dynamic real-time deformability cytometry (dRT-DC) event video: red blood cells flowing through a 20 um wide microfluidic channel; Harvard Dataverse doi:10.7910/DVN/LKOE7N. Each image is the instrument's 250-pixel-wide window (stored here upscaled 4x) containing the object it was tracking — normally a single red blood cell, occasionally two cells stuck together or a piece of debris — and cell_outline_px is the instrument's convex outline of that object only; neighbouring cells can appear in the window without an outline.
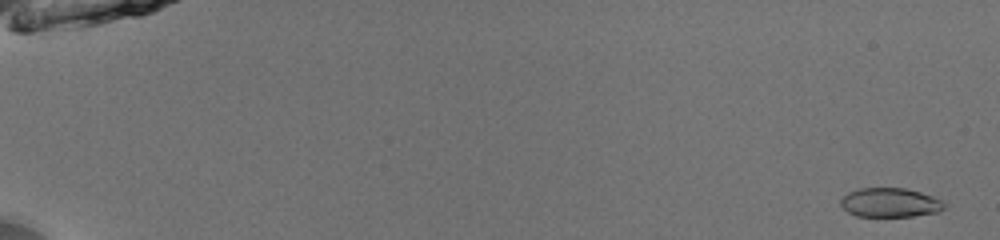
{"species": "common noctule bat (a hibernating species)", "species_latin": "Nyctalus noctula", "temperature_condition": "room temperature", "stored_images_in_passage": 10, "camera_frame_rate_fps": 3000, "um_per_image_px": 0.085, "animal": {"sex": "male", "body_mass_g": 13.0, "forearm_length_mm": 53.1}, "frame": {"image": 1, "passage_image": 2, "time_ms": 0.333, "image_size_px": [1000, 240], "cell_outline_px": [[944, 208], [940, 212], [912, 216], [856, 216], [848, 212], [840, 204], [840, 200], [848, 192], [860, 188], [904, 188], [920, 192], [932, 196], [940, 200], [944, 204]], "centroid_in_image_um": [75.64, 17.22], "position_along_channel_um": 9.4, "area_um2": 17.51}}